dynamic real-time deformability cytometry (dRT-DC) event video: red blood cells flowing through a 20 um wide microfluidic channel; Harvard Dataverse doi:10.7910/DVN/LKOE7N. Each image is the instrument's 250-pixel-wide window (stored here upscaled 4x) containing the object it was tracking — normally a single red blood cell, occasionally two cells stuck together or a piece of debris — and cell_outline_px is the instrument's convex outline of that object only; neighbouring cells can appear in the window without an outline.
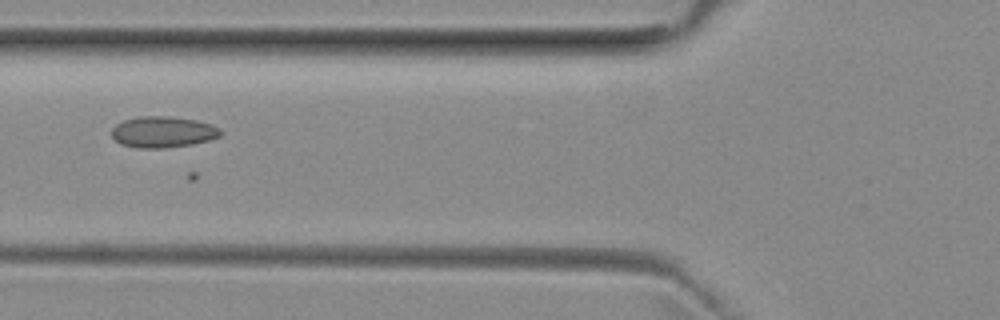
{"species": "common noctule bat (a hibernating species)", "species_latin": "Nyctalus noctula", "temperature_condition": "room temperature", "stored_images_in_passage": 53, "camera_frame_rate_fps": 3000, "um_per_image_px": 0.085, "animal": {"sex": "female", "body_mass_g": 29.2, "forearm_length_mm": 56.3}, "frame": {"image": 1, "passage_image": 20, "time_ms": 6.333, "image_size_px": [1000, 320], "cell_outline_px": [[220, 136], [208, 140], [192, 144], [164, 148], [136, 148], [120, 144], [112, 136], [112, 128], [116, 124], [124, 120], [140, 116], [168, 116], [196, 120], [212, 124], [220, 128]], "centroid_in_image_um": [13.83, 11.22], "position_along_channel_um": 112.0, "area_um2": 19.77}}
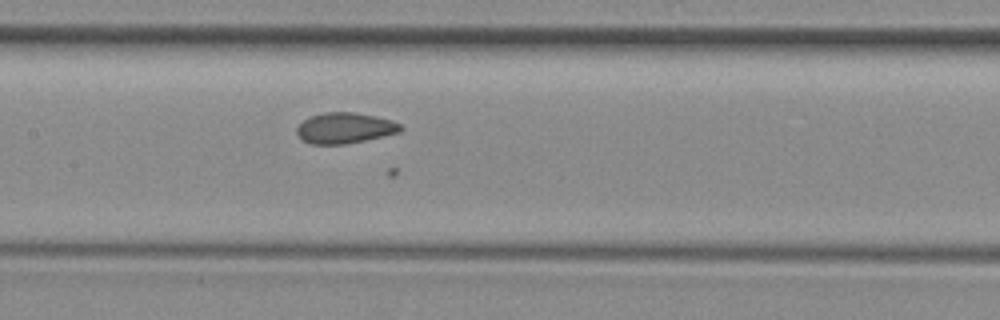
{"frame": {"image": 2, "passage_image": 25, "time_ms": 8.0, "image_size_px": [1000, 320], "cell_outline_px": [[404, 128], [400, 132], [384, 136], [344, 144], [308, 144], [300, 140], [296, 132], [296, 128], [304, 120], [312, 116], [324, 112], [352, 112], [376, 116], [392, 120], [400, 124]], "centroid_in_image_um": [29.3, 10.89], "position_along_channel_um": 178.1, "area_um2": 18.67}}
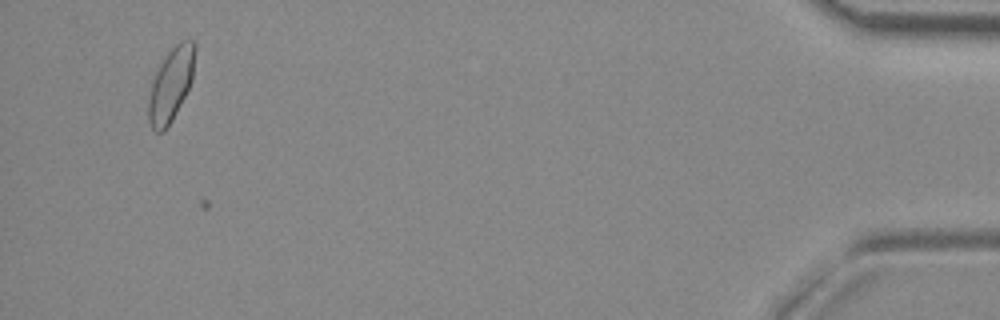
{"frame": {"image": 3, "passage_image": 50, "time_ms": 16.333, "image_size_px": [1000, 320], "cell_outline_px": [[196, 48], [192, 80], [172, 120], [164, 132], [152, 132], [148, 120], [148, 100], [152, 80], [156, 64], [168, 48], [180, 40], [196, 40]], "centroid_in_image_um": [14.49, 7.11], "position_along_channel_um": 420.7, "area_um2": 20.69}}